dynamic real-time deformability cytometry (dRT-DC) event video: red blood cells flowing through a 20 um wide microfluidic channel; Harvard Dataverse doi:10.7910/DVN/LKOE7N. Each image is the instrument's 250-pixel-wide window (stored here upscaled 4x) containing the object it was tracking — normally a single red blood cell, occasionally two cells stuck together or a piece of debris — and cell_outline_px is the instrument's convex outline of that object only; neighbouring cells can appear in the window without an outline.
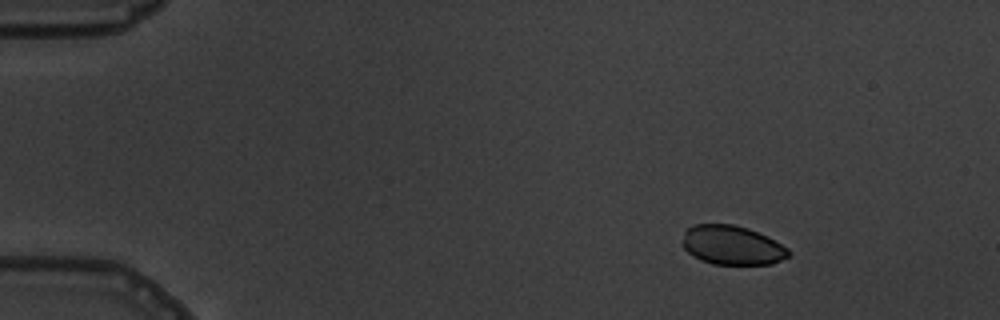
{"species": "common noctule bat (a hibernating species)", "species_latin": "Nyctalus noctula", "temperature_condition": "warm", "stored_images_in_passage": 5, "camera_frame_rate_fps": 3000, "um_per_image_px": 0.085, "animal": {"sex": "male", "body_mass_g": 19.5, "forearm_length_mm": 54.6}, "frame": {"image": 1, "passage_image": 2, "time_ms": 2.0, "image_size_px": [1000, 320], "cell_outline_px": [[792, 252], [788, 256], [772, 264], [712, 264], [700, 260], [692, 256], [684, 248], [684, 232], [692, 224], [732, 224], [748, 228], [768, 236], [788, 248]], "centroid_in_image_um": [62.24, 20.84], "position_along_channel_um": 22.8, "area_um2": 24.28}}
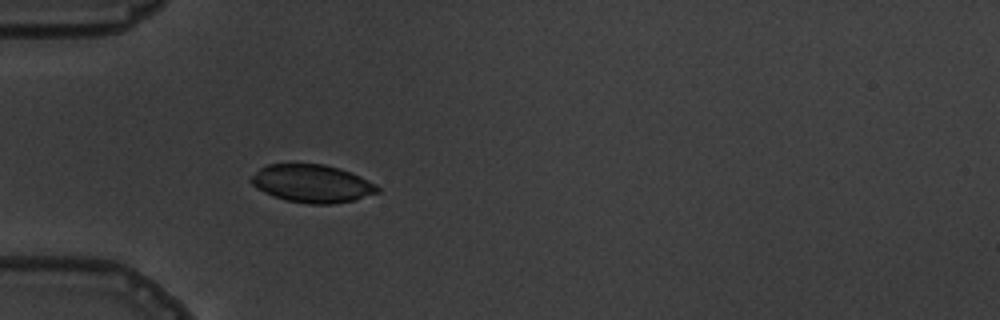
{"frame": {"image": 2, "passage_image": 5, "time_ms": 5.333, "image_size_px": [1000, 320], "cell_outline_px": [[380, 192], [356, 200], [332, 204], [308, 204], [284, 200], [272, 196], [256, 188], [248, 180], [260, 168], [268, 164], [324, 164], [340, 168], [360, 176], [376, 184], [380, 188]], "centroid_in_image_um": [26.53, 15.61], "position_along_channel_um": 58.5, "area_um2": 28.15}}